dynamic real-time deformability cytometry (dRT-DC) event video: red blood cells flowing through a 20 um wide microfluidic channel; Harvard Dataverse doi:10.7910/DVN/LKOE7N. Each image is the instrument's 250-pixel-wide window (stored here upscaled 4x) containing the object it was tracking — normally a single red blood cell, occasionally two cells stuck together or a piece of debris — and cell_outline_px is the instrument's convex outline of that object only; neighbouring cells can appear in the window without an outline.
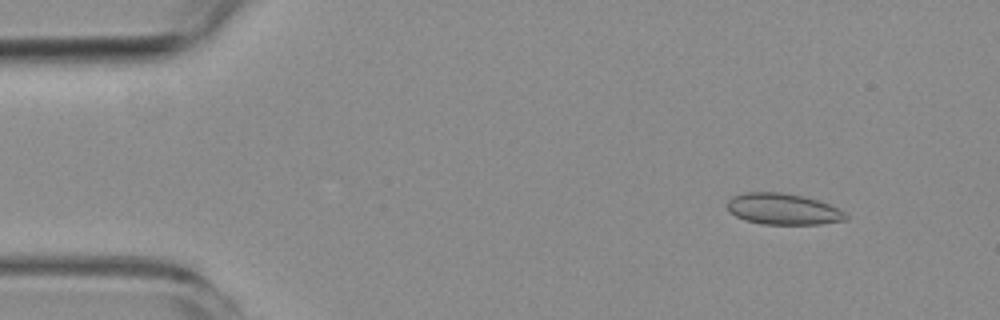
{"species": "common noctule bat (a hibernating species)", "species_latin": "Nyctalus noctula", "temperature_condition": "room temperature", "stored_images_in_passage": 4, "camera_frame_rate_fps": 3000, "um_per_image_px": 0.085, "animal": {"sex": "female", "body_mass_g": 19.3, "forearm_length_mm": 54.1}, "frame": {"image": 1, "passage_image": 2, "time_ms": 1.333, "image_size_px": [1000, 320], "cell_outline_px": [[848, 220], [820, 224], [760, 224], [744, 220], [728, 212], [724, 204], [732, 196], [744, 192], [780, 192], [804, 196], [828, 204], [844, 212], [848, 216]], "centroid_in_image_um": [66.49, 17.77], "position_along_channel_um": 18.5, "area_um2": 21.79}}
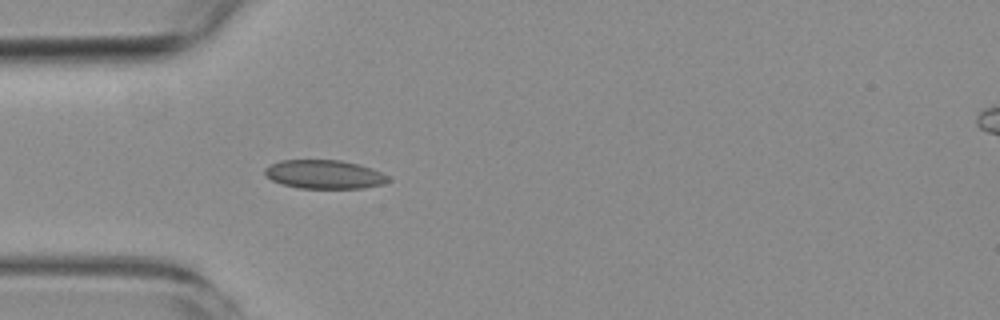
{"frame": {"image": 2, "passage_image": 4, "time_ms": 4.667, "image_size_px": [1000, 320], "cell_outline_px": [[392, 180], [384, 184], [364, 188], [300, 188], [280, 184], [264, 176], [264, 168], [280, 160], [340, 160], [360, 164], [372, 168], [388, 176]], "centroid_in_image_um": [27.57, 14.82], "position_along_channel_um": 57.4, "area_um2": 20.87}}